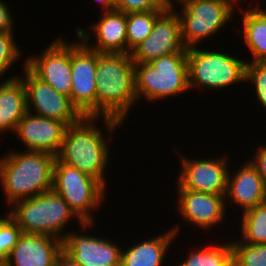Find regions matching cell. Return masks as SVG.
<instances>
[{"instance_id":"cell-27","label":"cell","mask_w":266,"mask_h":266,"mask_svg":"<svg viewBox=\"0 0 266 266\" xmlns=\"http://www.w3.org/2000/svg\"><path fill=\"white\" fill-rule=\"evenodd\" d=\"M13 31L0 32V81H8L18 76H11L3 80V76L9 71L14 63L21 58L22 51L15 42ZM2 77V78H1Z\"/></svg>"},{"instance_id":"cell-4","label":"cell","mask_w":266,"mask_h":266,"mask_svg":"<svg viewBox=\"0 0 266 266\" xmlns=\"http://www.w3.org/2000/svg\"><path fill=\"white\" fill-rule=\"evenodd\" d=\"M187 52L135 63V93L151 103L189 91Z\"/></svg>"},{"instance_id":"cell-1","label":"cell","mask_w":266,"mask_h":266,"mask_svg":"<svg viewBox=\"0 0 266 266\" xmlns=\"http://www.w3.org/2000/svg\"><path fill=\"white\" fill-rule=\"evenodd\" d=\"M96 117L108 136L123 125L138 98L135 93V63L127 53L96 51ZM120 125V126H119ZM110 133V135H109Z\"/></svg>"},{"instance_id":"cell-7","label":"cell","mask_w":266,"mask_h":266,"mask_svg":"<svg viewBox=\"0 0 266 266\" xmlns=\"http://www.w3.org/2000/svg\"><path fill=\"white\" fill-rule=\"evenodd\" d=\"M221 51V52H220ZM187 49L189 88L225 89L245 83L246 63L222 50Z\"/></svg>"},{"instance_id":"cell-18","label":"cell","mask_w":266,"mask_h":266,"mask_svg":"<svg viewBox=\"0 0 266 266\" xmlns=\"http://www.w3.org/2000/svg\"><path fill=\"white\" fill-rule=\"evenodd\" d=\"M62 252V240L58 238L22 233L5 263L7 266H55Z\"/></svg>"},{"instance_id":"cell-14","label":"cell","mask_w":266,"mask_h":266,"mask_svg":"<svg viewBox=\"0 0 266 266\" xmlns=\"http://www.w3.org/2000/svg\"><path fill=\"white\" fill-rule=\"evenodd\" d=\"M64 234L62 251L80 266H121L122 248L109 238L73 231Z\"/></svg>"},{"instance_id":"cell-21","label":"cell","mask_w":266,"mask_h":266,"mask_svg":"<svg viewBox=\"0 0 266 266\" xmlns=\"http://www.w3.org/2000/svg\"><path fill=\"white\" fill-rule=\"evenodd\" d=\"M27 112L26 90L19 77L0 81V134L16 130Z\"/></svg>"},{"instance_id":"cell-9","label":"cell","mask_w":266,"mask_h":266,"mask_svg":"<svg viewBox=\"0 0 266 266\" xmlns=\"http://www.w3.org/2000/svg\"><path fill=\"white\" fill-rule=\"evenodd\" d=\"M22 66L24 74L18 77L25 86L27 111L62 121L66 126L77 123L83 117L72 105L70 97L58 93L49 84L36 77L26 67V62Z\"/></svg>"},{"instance_id":"cell-23","label":"cell","mask_w":266,"mask_h":266,"mask_svg":"<svg viewBox=\"0 0 266 266\" xmlns=\"http://www.w3.org/2000/svg\"><path fill=\"white\" fill-rule=\"evenodd\" d=\"M188 257L177 266H233L231 242L194 248Z\"/></svg>"},{"instance_id":"cell-11","label":"cell","mask_w":266,"mask_h":266,"mask_svg":"<svg viewBox=\"0 0 266 266\" xmlns=\"http://www.w3.org/2000/svg\"><path fill=\"white\" fill-rule=\"evenodd\" d=\"M63 37L56 38L42 53L31 54L26 59V67L40 80L49 84L58 93L70 97L71 42Z\"/></svg>"},{"instance_id":"cell-29","label":"cell","mask_w":266,"mask_h":266,"mask_svg":"<svg viewBox=\"0 0 266 266\" xmlns=\"http://www.w3.org/2000/svg\"><path fill=\"white\" fill-rule=\"evenodd\" d=\"M0 217V261H5L9 252L22 234L17 223L5 213Z\"/></svg>"},{"instance_id":"cell-30","label":"cell","mask_w":266,"mask_h":266,"mask_svg":"<svg viewBox=\"0 0 266 266\" xmlns=\"http://www.w3.org/2000/svg\"><path fill=\"white\" fill-rule=\"evenodd\" d=\"M164 0H117L116 10L123 13L146 12L151 10H166Z\"/></svg>"},{"instance_id":"cell-6","label":"cell","mask_w":266,"mask_h":266,"mask_svg":"<svg viewBox=\"0 0 266 266\" xmlns=\"http://www.w3.org/2000/svg\"><path fill=\"white\" fill-rule=\"evenodd\" d=\"M52 189L67 202L83 231L95 225L91 210L101 207L107 190L97 179L56 157Z\"/></svg>"},{"instance_id":"cell-5","label":"cell","mask_w":266,"mask_h":266,"mask_svg":"<svg viewBox=\"0 0 266 266\" xmlns=\"http://www.w3.org/2000/svg\"><path fill=\"white\" fill-rule=\"evenodd\" d=\"M8 215L24 234L45 235L63 241L66 224L76 215L53 189L14 203ZM68 222V223H67ZM63 233V234H62Z\"/></svg>"},{"instance_id":"cell-33","label":"cell","mask_w":266,"mask_h":266,"mask_svg":"<svg viewBox=\"0 0 266 266\" xmlns=\"http://www.w3.org/2000/svg\"><path fill=\"white\" fill-rule=\"evenodd\" d=\"M55 266H80L62 252L56 259Z\"/></svg>"},{"instance_id":"cell-35","label":"cell","mask_w":266,"mask_h":266,"mask_svg":"<svg viewBox=\"0 0 266 266\" xmlns=\"http://www.w3.org/2000/svg\"><path fill=\"white\" fill-rule=\"evenodd\" d=\"M174 1L177 4V3L181 2L182 0H164V2L167 4V6L172 7V8H175V6H174L175 2Z\"/></svg>"},{"instance_id":"cell-32","label":"cell","mask_w":266,"mask_h":266,"mask_svg":"<svg viewBox=\"0 0 266 266\" xmlns=\"http://www.w3.org/2000/svg\"><path fill=\"white\" fill-rule=\"evenodd\" d=\"M5 1L0 0V32L13 31V16Z\"/></svg>"},{"instance_id":"cell-17","label":"cell","mask_w":266,"mask_h":266,"mask_svg":"<svg viewBox=\"0 0 266 266\" xmlns=\"http://www.w3.org/2000/svg\"><path fill=\"white\" fill-rule=\"evenodd\" d=\"M95 43L91 45V31L76 26L75 33L90 49L99 53H127V14L113 9L103 12L97 23L91 25ZM89 31V32H88ZM90 44V45H89Z\"/></svg>"},{"instance_id":"cell-28","label":"cell","mask_w":266,"mask_h":266,"mask_svg":"<svg viewBox=\"0 0 266 266\" xmlns=\"http://www.w3.org/2000/svg\"><path fill=\"white\" fill-rule=\"evenodd\" d=\"M246 83L252 82L260 106L266 110V61L246 63Z\"/></svg>"},{"instance_id":"cell-31","label":"cell","mask_w":266,"mask_h":266,"mask_svg":"<svg viewBox=\"0 0 266 266\" xmlns=\"http://www.w3.org/2000/svg\"><path fill=\"white\" fill-rule=\"evenodd\" d=\"M253 158L248 159L251 164L256 168L257 172L261 176L264 184L266 185V145L260 146L256 149Z\"/></svg>"},{"instance_id":"cell-2","label":"cell","mask_w":266,"mask_h":266,"mask_svg":"<svg viewBox=\"0 0 266 266\" xmlns=\"http://www.w3.org/2000/svg\"><path fill=\"white\" fill-rule=\"evenodd\" d=\"M56 156L39 151L6 152L0 158V185L7 205L35 197L53 188Z\"/></svg>"},{"instance_id":"cell-19","label":"cell","mask_w":266,"mask_h":266,"mask_svg":"<svg viewBox=\"0 0 266 266\" xmlns=\"http://www.w3.org/2000/svg\"><path fill=\"white\" fill-rule=\"evenodd\" d=\"M246 161L235 173L229 170L225 194L226 203L232 200L230 205L241 207L243 212L266 202V185L256 168Z\"/></svg>"},{"instance_id":"cell-20","label":"cell","mask_w":266,"mask_h":266,"mask_svg":"<svg viewBox=\"0 0 266 266\" xmlns=\"http://www.w3.org/2000/svg\"><path fill=\"white\" fill-rule=\"evenodd\" d=\"M159 236L137 242L127 250L122 249L121 266H161L172 241L179 233V224Z\"/></svg>"},{"instance_id":"cell-37","label":"cell","mask_w":266,"mask_h":266,"mask_svg":"<svg viewBox=\"0 0 266 266\" xmlns=\"http://www.w3.org/2000/svg\"><path fill=\"white\" fill-rule=\"evenodd\" d=\"M0 266H7L5 261H0Z\"/></svg>"},{"instance_id":"cell-25","label":"cell","mask_w":266,"mask_h":266,"mask_svg":"<svg viewBox=\"0 0 266 266\" xmlns=\"http://www.w3.org/2000/svg\"><path fill=\"white\" fill-rule=\"evenodd\" d=\"M165 10H151L127 14V54L151 34L156 19Z\"/></svg>"},{"instance_id":"cell-34","label":"cell","mask_w":266,"mask_h":266,"mask_svg":"<svg viewBox=\"0 0 266 266\" xmlns=\"http://www.w3.org/2000/svg\"><path fill=\"white\" fill-rule=\"evenodd\" d=\"M96 2L100 3V5L102 6L101 8L102 10H104V12L115 9V6L117 4V0H96Z\"/></svg>"},{"instance_id":"cell-12","label":"cell","mask_w":266,"mask_h":266,"mask_svg":"<svg viewBox=\"0 0 266 266\" xmlns=\"http://www.w3.org/2000/svg\"><path fill=\"white\" fill-rule=\"evenodd\" d=\"M181 154V171L177 179V189L225 195L229 173L228 156L215 158H186Z\"/></svg>"},{"instance_id":"cell-3","label":"cell","mask_w":266,"mask_h":266,"mask_svg":"<svg viewBox=\"0 0 266 266\" xmlns=\"http://www.w3.org/2000/svg\"><path fill=\"white\" fill-rule=\"evenodd\" d=\"M100 120V117H82L77 123L67 126L56 157L97 179L107 188L105 174L110 162V139L97 126Z\"/></svg>"},{"instance_id":"cell-36","label":"cell","mask_w":266,"mask_h":266,"mask_svg":"<svg viewBox=\"0 0 266 266\" xmlns=\"http://www.w3.org/2000/svg\"><path fill=\"white\" fill-rule=\"evenodd\" d=\"M256 5H257L262 11H264V12L266 13V9L260 7V1H259V2L257 1V2H256Z\"/></svg>"},{"instance_id":"cell-15","label":"cell","mask_w":266,"mask_h":266,"mask_svg":"<svg viewBox=\"0 0 266 266\" xmlns=\"http://www.w3.org/2000/svg\"><path fill=\"white\" fill-rule=\"evenodd\" d=\"M176 211L189 225H194L202 230L212 229L215 225L223 223L225 219V195L196 192L189 189H176Z\"/></svg>"},{"instance_id":"cell-22","label":"cell","mask_w":266,"mask_h":266,"mask_svg":"<svg viewBox=\"0 0 266 266\" xmlns=\"http://www.w3.org/2000/svg\"><path fill=\"white\" fill-rule=\"evenodd\" d=\"M242 11V36L245 45L252 53V60L266 61V13L256 4L247 10Z\"/></svg>"},{"instance_id":"cell-13","label":"cell","mask_w":266,"mask_h":266,"mask_svg":"<svg viewBox=\"0 0 266 266\" xmlns=\"http://www.w3.org/2000/svg\"><path fill=\"white\" fill-rule=\"evenodd\" d=\"M187 52L181 38V23L176 9L168 7L155 21L152 32L131 52L134 63L152 60L173 53Z\"/></svg>"},{"instance_id":"cell-16","label":"cell","mask_w":266,"mask_h":266,"mask_svg":"<svg viewBox=\"0 0 266 266\" xmlns=\"http://www.w3.org/2000/svg\"><path fill=\"white\" fill-rule=\"evenodd\" d=\"M67 126L59 120L41 117L29 111L20 119L13 134L23 142L25 150L57 156Z\"/></svg>"},{"instance_id":"cell-10","label":"cell","mask_w":266,"mask_h":266,"mask_svg":"<svg viewBox=\"0 0 266 266\" xmlns=\"http://www.w3.org/2000/svg\"><path fill=\"white\" fill-rule=\"evenodd\" d=\"M75 36L77 43L71 42L70 100L83 117H96V51Z\"/></svg>"},{"instance_id":"cell-24","label":"cell","mask_w":266,"mask_h":266,"mask_svg":"<svg viewBox=\"0 0 266 266\" xmlns=\"http://www.w3.org/2000/svg\"><path fill=\"white\" fill-rule=\"evenodd\" d=\"M241 237L244 243H266V202L242 213Z\"/></svg>"},{"instance_id":"cell-26","label":"cell","mask_w":266,"mask_h":266,"mask_svg":"<svg viewBox=\"0 0 266 266\" xmlns=\"http://www.w3.org/2000/svg\"><path fill=\"white\" fill-rule=\"evenodd\" d=\"M233 266H266V243L231 242Z\"/></svg>"},{"instance_id":"cell-8","label":"cell","mask_w":266,"mask_h":266,"mask_svg":"<svg viewBox=\"0 0 266 266\" xmlns=\"http://www.w3.org/2000/svg\"><path fill=\"white\" fill-rule=\"evenodd\" d=\"M237 0H182L177 12L181 23V38L186 49L200 45L234 21ZM238 3V4H237ZM234 13V14H233ZM200 43V44H199ZM198 44V45H197Z\"/></svg>"}]
</instances>
